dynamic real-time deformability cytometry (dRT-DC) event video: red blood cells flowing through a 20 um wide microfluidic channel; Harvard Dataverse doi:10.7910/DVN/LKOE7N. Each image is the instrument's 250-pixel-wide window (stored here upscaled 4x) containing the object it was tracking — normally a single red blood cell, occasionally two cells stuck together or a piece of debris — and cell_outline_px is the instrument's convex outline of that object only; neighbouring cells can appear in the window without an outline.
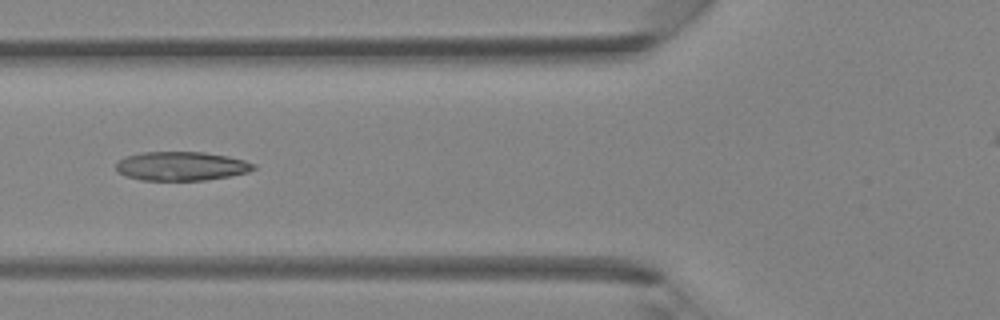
{"species": "Egyptian fruit bat (a non-hibernating species)", "species_latin": "Rousettus aegyptiacus", "temperature_condition": "room temperature", "stored_images_in_passage": 5, "camera_frame_rate_fps": 3000, "um_per_image_px": 0.085, "animal": {"sex": "female"}, "frame": {"image": 1, "passage_image": 5, "time_ms": 5.333, "image_size_px": [1000, 320], "cell_outline_px": [[256, 168], [248, 172], [228, 176], [204, 180], [140, 180], [124, 176], [116, 172], [116, 164], [124, 156], [140, 152], [204, 152], [228, 156], [244, 160], [256, 164]], "centroid_in_image_um": [15.38, 14.12], "position_along_channel_um": 110.4, "area_um2": 23.35}}